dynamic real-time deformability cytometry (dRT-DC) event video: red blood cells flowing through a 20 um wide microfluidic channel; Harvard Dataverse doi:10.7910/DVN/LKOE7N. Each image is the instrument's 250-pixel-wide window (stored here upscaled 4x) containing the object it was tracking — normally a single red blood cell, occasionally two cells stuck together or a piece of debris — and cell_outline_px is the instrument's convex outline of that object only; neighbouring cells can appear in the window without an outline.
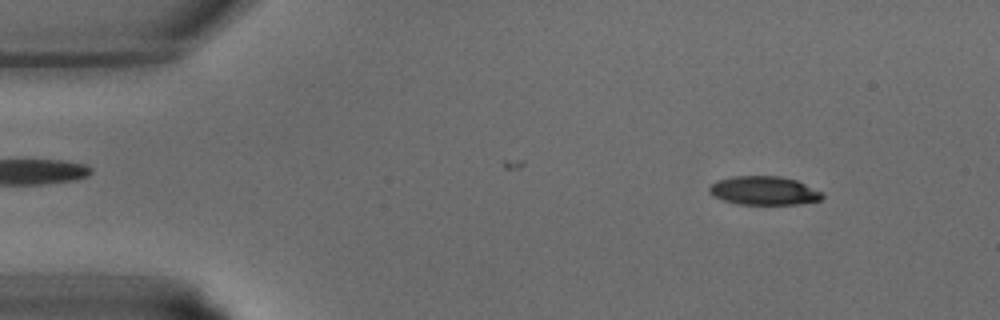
{"species": "common noctule bat (a hibernating species)", "species_latin": "Nyctalus noctula", "temperature_condition": "warm", "stored_images_in_passage": 41, "camera_frame_rate_fps": 3000, "um_per_image_px": 0.085, "animal": {"sex": "male", "body_mass_g": 15.6}, "frame": {"image": 1, "passage_image": 5, "time_ms": 1.333, "image_size_px": [1000, 320], "cell_outline_px": [[824, 196], [820, 200], [800, 204], [736, 204], [712, 196], [708, 192], [708, 188], [716, 180], [732, 176], [780, 176], [796, 180], [824, 192]], "centroid_in_image_um": [64.93, 16.2], "position_along_channel_um": 20.1, "area_um2": 19.07}}
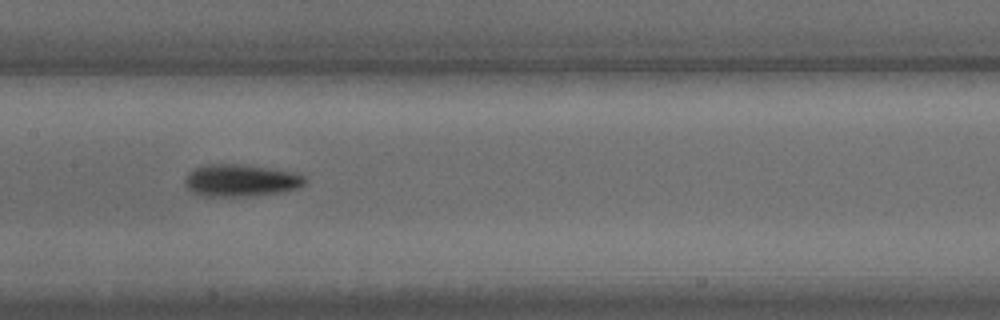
{"frame": {"image": 2, "passage_image": 20, "time_ms": 6.333, "image_size_px": [1000, 320], "cell_outline_px": [[308, 180], [304, 184], [296, 188], [280, 192], [252, 196], [200, 196], [192, 192], [184, 184], [184, 180], [188, 172], [196, 168], [208, 164], [236, 164], [272, 168], [292, 172], [304, 176]], "centroid_in_image_um": [20.44, 15.34], "position_along_channel_um": 187.0, "area_um2": 22.48}}
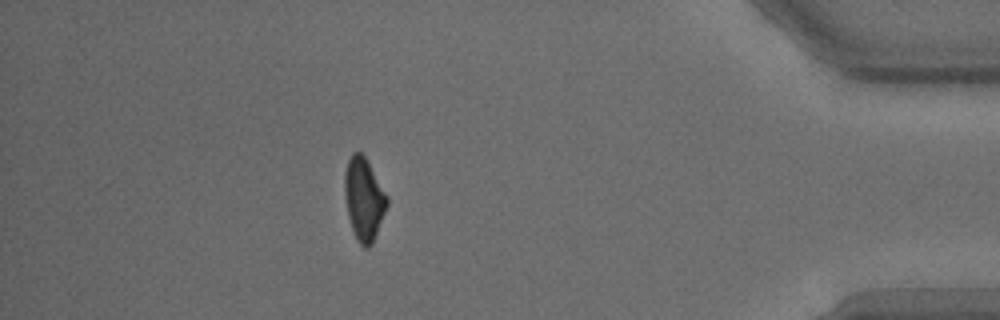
{"frame": {"image": 3, "passage_image": 36, "time_ms": 11.667, "image_size_px": [1000, 320], "cell_outline_px": [[388, 204], [372, 244], [368, 248], [364, 248], [356, 240], [348, 216], [344, 192], [344, 172], [348, 160], [352, 152], [360, 152], [364, 156], [388, 196]], "centroid_in_image_um": [30.92, 16.93], "position_along_channel_um": 404.3, "area_um2": 20.29}}